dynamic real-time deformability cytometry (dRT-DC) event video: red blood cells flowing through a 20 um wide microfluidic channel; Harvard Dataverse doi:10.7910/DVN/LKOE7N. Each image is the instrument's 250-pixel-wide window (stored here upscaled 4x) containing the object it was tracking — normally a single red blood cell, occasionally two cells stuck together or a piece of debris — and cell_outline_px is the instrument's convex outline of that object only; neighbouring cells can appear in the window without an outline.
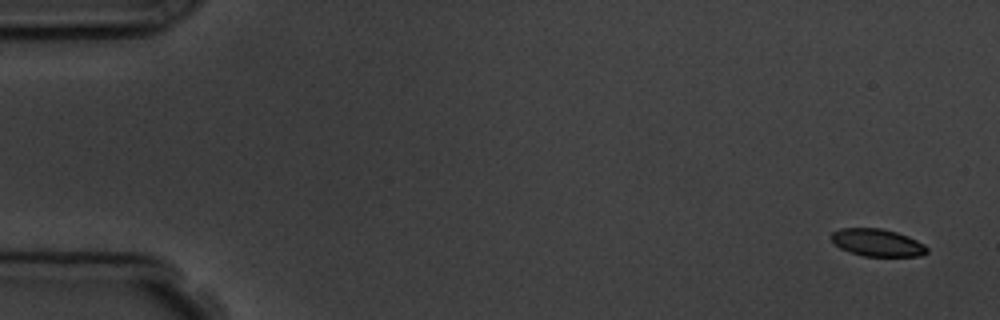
{"species": "common noctule bat (a hibernating species)", "species_latin": "Nyctalus noctula", "temperature_condition": "room temperature", "stored_images_in_passage": 6, "segment_of_instrument_passage": [1, 2], "camera_frame_rate_fps": 3000, "um_per_image_px": 0.085, "animal": {"sex": "male", "body_mass_g": 19.5, "forearm_length_mm": 54.6}, "frame": {"image": 1, "passage_image": 1, "time_ms": 0.0, "image_size_px": [1000, 320], "cell_outline_px": [[928, 252], [920, 256], [864, 256], [840, 248], [828, 236], [832, 232], [840, 228], [880, 228], [896, 232], [908, 236], [924, 244], [928, 248]], "centroid_in_image_um": [74.57, 20.61], "position_along_channel_um": 10.4, "area_um2": 15.26}}
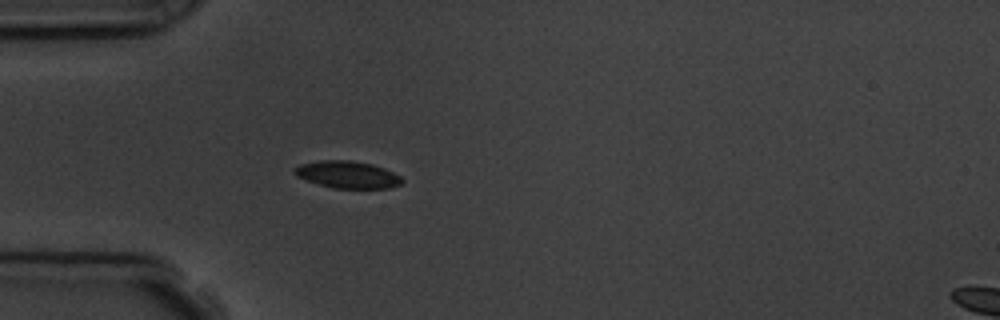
{"frame": {"image": 2, "passage_image": 5, "time_ms": 4.667, "image_size_px": [1000, 320], "cell_outline_px": [[404, 180], [400, 184], [388, 188], [332, 188], [296, 176], [292, 172], [292, 168], [300, 164], [320, 160], [348, 160], [372, 164], [384, 168], [400, 176]], "centroid_in_image_um": [29.5, 14.83], "position_along_channel_um": 55.5, "area_um2": 16.94}}